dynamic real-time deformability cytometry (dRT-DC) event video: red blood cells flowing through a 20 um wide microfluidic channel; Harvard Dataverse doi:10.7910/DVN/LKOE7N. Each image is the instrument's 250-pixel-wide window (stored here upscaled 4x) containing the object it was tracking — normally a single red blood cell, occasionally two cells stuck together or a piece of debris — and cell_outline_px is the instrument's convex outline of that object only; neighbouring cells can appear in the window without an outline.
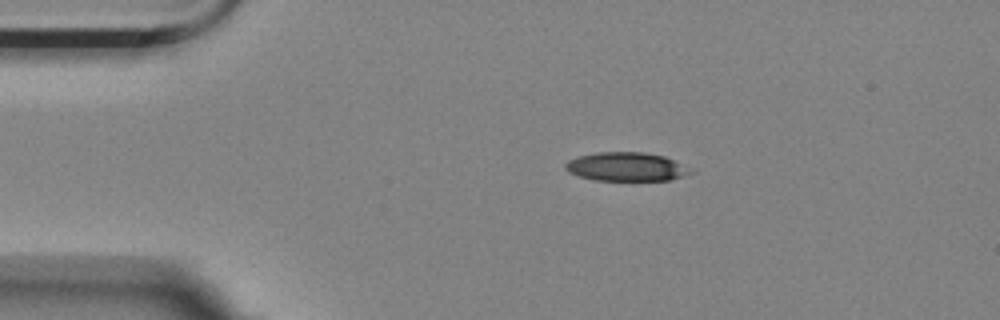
{"species": "Egyptian fruit bat (a non-hibernating species)", "species_latin": "Rousettus aegyptiacus", "temperature_condition": "room temperature", "stored_images_in_passage": 34, "camera_frame_rate_fps": 3000, "um_per_image_px": 0.085, "animal": {"sex": "female"}, "frame": {"image": 1, "passage_image": 1, "time_ms": 0.0, "image_size_px": [1000, 320], "cell_outline_px": [[696, 172], [672, 180], [592, 180], [568, 172], [564, 168], [564, 164], [568, 160], [580, 156], [600, 152], [644, 152], [664, 156]], "centroid_in_image_um": [53.22, 14.18], "position_along_channel_um": 31.8, "area_um2": 20.87}}
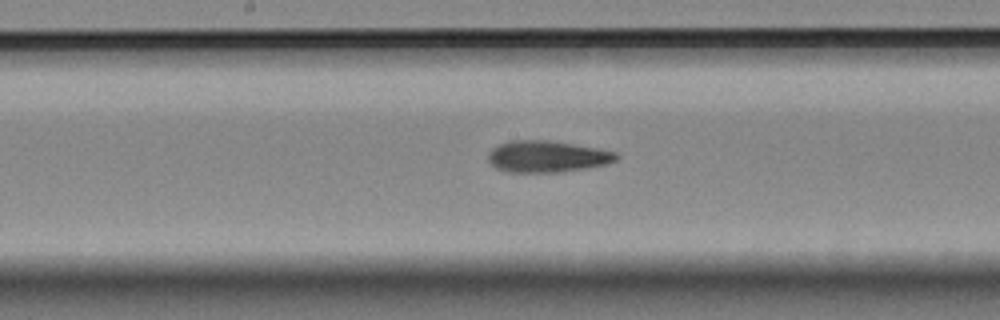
{"frame": {"image": 2, "passage_image": 19, "time_ms": 6.0, "image_size_px": [1000, 320], "cell_outline_px": [[620, 156], [616, 160], [604, 164], [564, 172], [508, 172], [496, 168], [488, 160], [488, 152], [492, 148], [508, 140], [548, 140], [596, 148], [616, 152]], "centroid_in_image_um": [46.47, 13.3], "position_along_channel_um": 201.7, "area_um2": 23.47}}
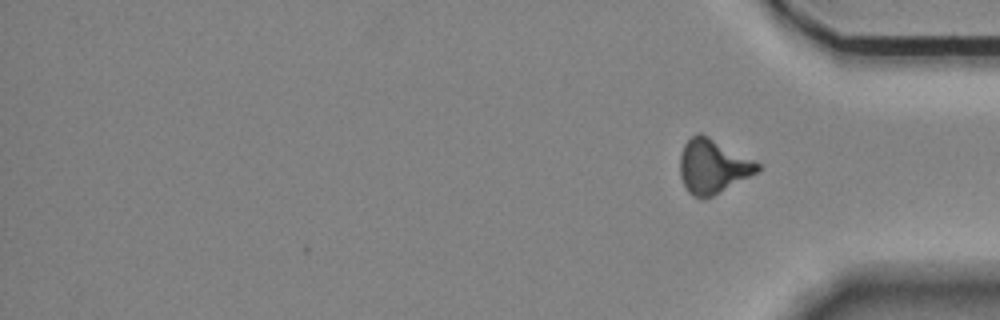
{"frame": {"image": 3, "passage_image": 34, "time_ms": 11.0, "image_size_px": [1000, 320], "cell_outline_px": [[760, 168], [756, 172], [712, 196], [704, 200], [692, 196], [688, 192], [680, 176], [680, 152], [684, 144], [696, 132], [700, 132], [708, 136], [760, 164]], "centroid_in_image_um": [60.52, 14.14], "position_along_channel_um": 374.7, "area_um2": 24.1}, "authors_computed_cell_mechanics": {"area_um2": 23.3512, "velocity_mm_per_s": 3.5331, "shape_relaxation_time_tau1_ms": 5.4098, "shape_relaxation_time_tau2_ms": 4.77, "deformation_change_tau1": 0.1646, "deformation_change_tau2": 0.1529}}